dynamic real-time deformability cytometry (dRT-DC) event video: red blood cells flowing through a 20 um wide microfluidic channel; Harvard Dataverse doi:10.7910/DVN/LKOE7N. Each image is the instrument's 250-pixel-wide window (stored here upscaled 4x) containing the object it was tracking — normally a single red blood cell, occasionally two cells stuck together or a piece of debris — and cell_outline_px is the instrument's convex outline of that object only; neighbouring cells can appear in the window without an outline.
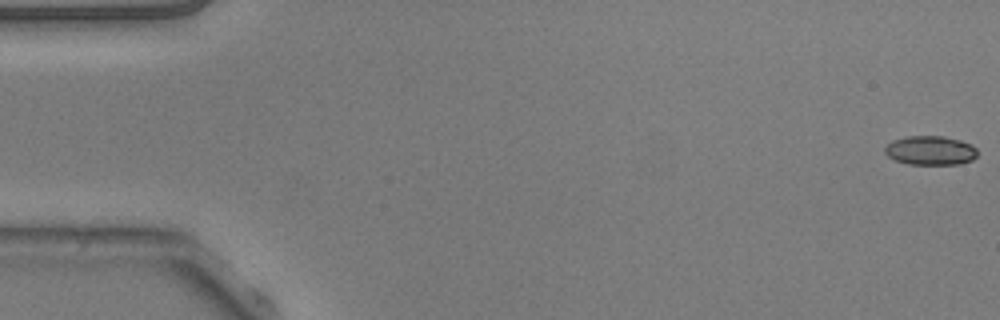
{"species": "common noctule bat (a hibernating species)", "species_latin": "Nyctalus noctula", "temperature_condition": "warm", "stored_images_in_passage": 54, "camera_frame_rate_fps": 3000, "um_per_image_px": 0.085, "animal": {"sex": "male", "body_mass_g": 20.5, "forearm_length_mm": 52.5}, "frame": {"image": 1, "passage_image": 1, "time_ms": 0.0, "image_size_px": [1000, 320], "cell_outline_px": [[976, 156], [972, 160], [960, 164], [908, 164], [896, 160], [888, 156], [884, 152], [884, 148], [892, 140], [908, 136], [944, 136], [960, 140], [972, 144], [976, 148]], "centroid_in_image_um": [79.09, 12.78], "position_along_channel_um": 5.9, "area_um2": 15.72}}
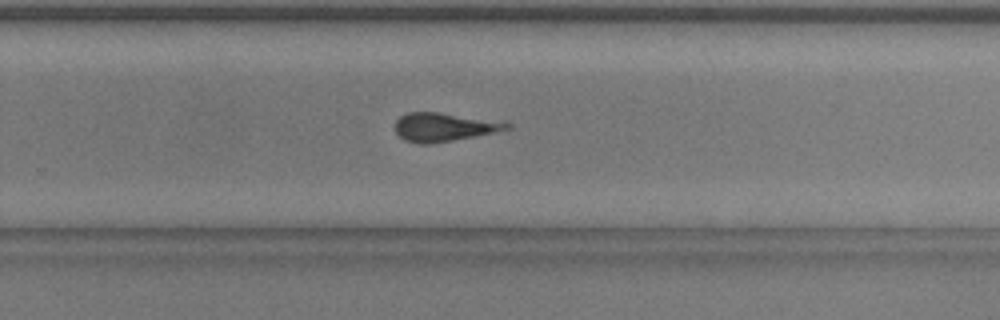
{"frame": {"image": 2, "passage_image": 35, "time_ms": 11.333, "image_size_px": [1000, 320], "cell_outline_px": [[512, 128], [452, 140], [428, 144], [420, 144], [404, 140], [396, 132], [396, 120], [400, 116], [408, 112], [436, 112], [508, 120], [512, 124]], "centroid_in_image_um": [37.81, 10.77], "position_along_channel_um": 292.0, "area_um2": 18.79}}
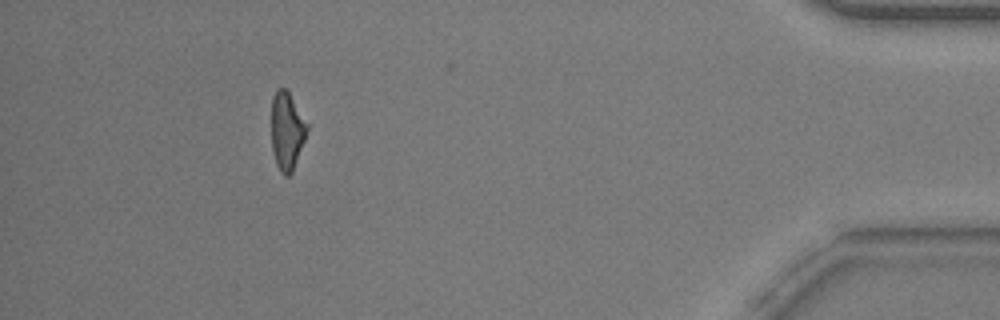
{"frame": {"image": 3, "passage_image": 49, "time_ms": 16.0, "image_size_px": [1000, 320], "cell_outline_px": [[308, 128], [304, 140], [292, 172], [288, 176], [284, 176], [280, 172], [276, 164], [272, 148], [272, 96], [276, 88], [284, 88], [288, 92], [308, 124]], "centroid_in_image_um": [24.37, 11.13], "position_along_channel_um": 410.8, "area_um2": 15.95}}